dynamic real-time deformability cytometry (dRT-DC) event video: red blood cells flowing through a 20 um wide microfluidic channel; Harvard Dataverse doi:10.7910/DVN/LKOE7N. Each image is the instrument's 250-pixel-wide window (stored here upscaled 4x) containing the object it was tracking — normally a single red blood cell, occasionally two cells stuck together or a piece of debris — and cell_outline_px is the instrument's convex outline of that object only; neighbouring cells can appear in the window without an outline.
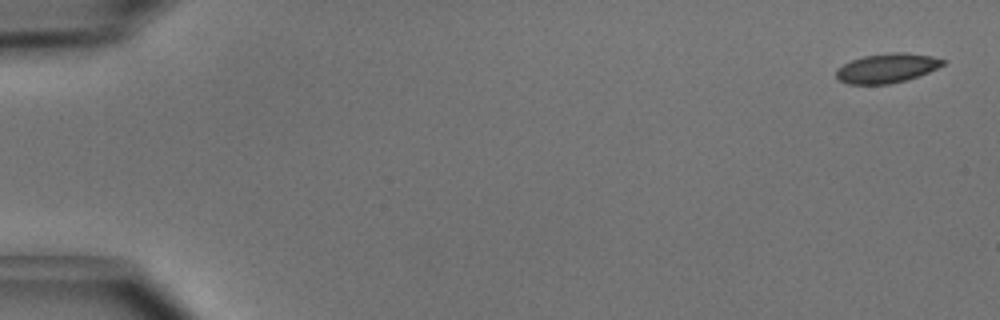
{"species": "common noctule bat (a hibernating species)", "species_latin": "Nyctalus noctula", "temperature_condition": "cold", "stored_images_in_passage": 4, "camera_frame_rate_fps": 3000, "um_per_image_px": 0.085, "animal": {"sex": "male", "body_mass_g": 15.6}, "frame": {"image": 1, "passage_image": 1, "time_ms": 0.0, "image_size_px": [1000, 320], "cell_outline_px": [[944, 64], [928, 72], [904, 80], [888, 84], [848, 84], [836, 80], [836, 68], [852, 60], [864, 56], [892, 52], [904, 52], [932, 56], [944, 60]], "centroid_in_image_um": [75.33, 5.79], "position_along_channel_um": 9.7, "area_um2": 18.09}}
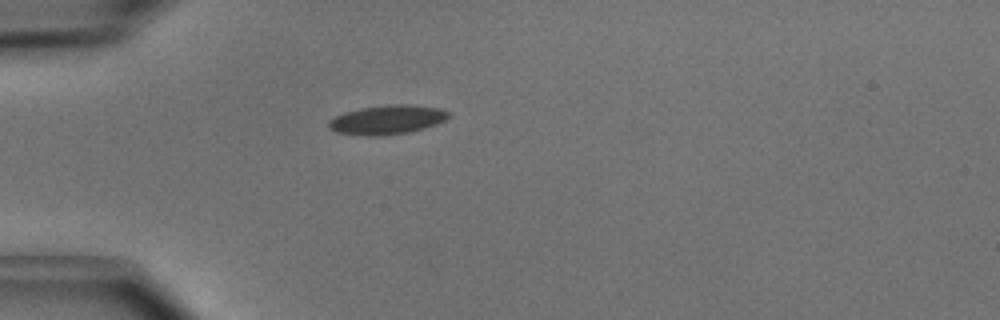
{"frame": {"image": 2, "passage_image": 4, "time_ms": 1.0, "image_size_px": [1000, 320], "cell_outline_px": [[452, 112], [444, 120], [436, 124], [424, 128], [408, 132], [380, 136], [368, 136], [336, 132], [328, 128], [328, 120], [344, 112], [360, 108], [388, 104], [412, 104], [440, 108]], "centroid_in_image_um": [32.9, 10.16], "position_along_channel_um": 52.1, "area_um2": 20.52}}